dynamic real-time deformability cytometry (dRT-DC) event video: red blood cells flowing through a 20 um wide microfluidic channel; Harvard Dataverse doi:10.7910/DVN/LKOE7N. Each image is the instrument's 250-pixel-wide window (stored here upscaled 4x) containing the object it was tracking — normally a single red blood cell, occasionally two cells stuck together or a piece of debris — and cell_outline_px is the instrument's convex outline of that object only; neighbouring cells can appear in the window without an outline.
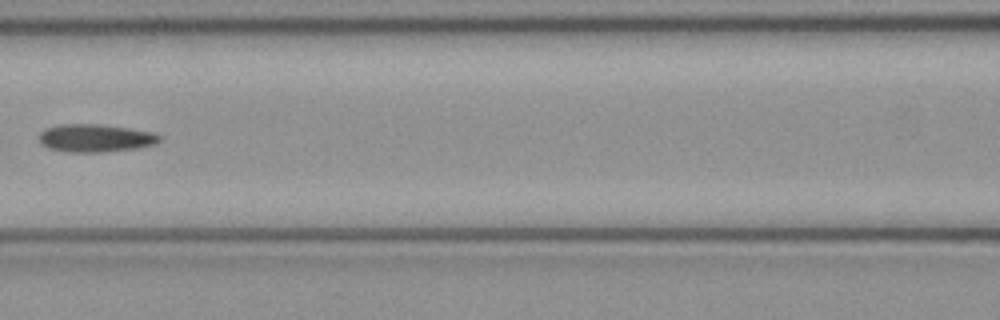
{"species": "common noctule bat (a hibernating species)", "species_latin": "Nyctalus noctula", "temperature_condition": "cold", "stored_images_in_passage": 6, "camera_frame_rate_fps": 3000, "um_per_image_px": 0.085, "animal": {"sex": "female", "body_mass_g": 21.9}, "frame": {"image": 1, "passage_image": 6, "time_ms": 1.667, "image_size_px": [1000, 320], "cell_outline_px": [[160, 140], [156, 144], [136, 148], [100, 152], [68, 152], [48, 148], [40, 144], [40, 132], [44, 128], [60, 124], [100, 124], [128, 128], [152, 132], [160, 136]], "centroid_in_image_um": [8.07, 11.73], "position_along_channel_um": 158.5, "area_um2": 19.54}}